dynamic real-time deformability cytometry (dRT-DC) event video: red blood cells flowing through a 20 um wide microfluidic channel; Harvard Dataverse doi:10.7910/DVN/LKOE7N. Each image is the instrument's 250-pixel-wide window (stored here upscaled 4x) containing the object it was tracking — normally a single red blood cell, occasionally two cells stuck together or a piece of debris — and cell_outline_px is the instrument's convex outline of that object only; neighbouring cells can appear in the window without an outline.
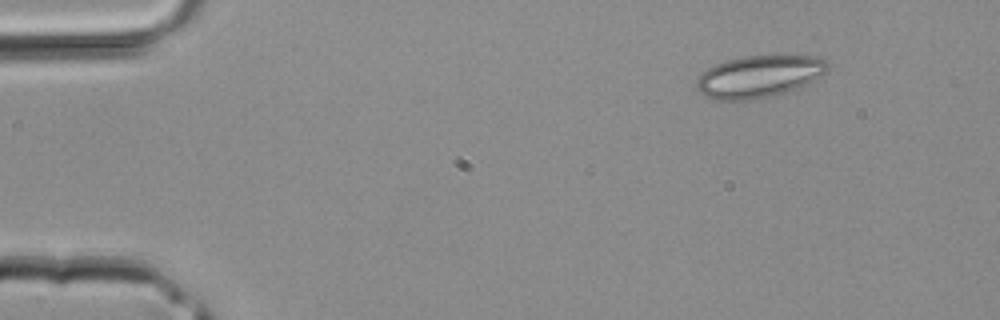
{"species": "common noctule bat (a hibernating species)", "species_latin": "Nyctalus noctula", "temperature_condition": "room temperature", "stored_images_in_passage": 36, "camera_frame_rate_fps": 3000, "um_per_image_px": 0.085, "animal": {"sex": "male", "body_mass_g": 20.4}, "frame": {"image": 1, "passage_image": 1, "time_ms": 0.0, "image_size_px": [1000, 320], "cell_outline_px": [[828, 68], [824, 72], [792, 92], [748, 100], [716, 100], [704, 96], [696, 88], [696, 80], [700, 72], [724, 60], [744, 56], [816, 56], [824, 60], [828, 64]], "centroid_in_image_um": [64.45, 6.51], "position_along_channel_um": 20.6, "area_um2": 32.14}}
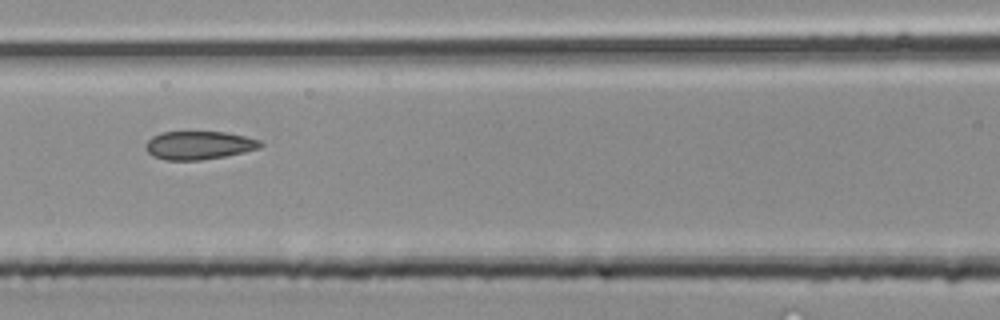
{"frame": {"image": 2, "passage_image": 14, "time_ms": 4.333, "image_size_px": [1000, 320], "cell_outline_px": [[264, 144], [260, 148], [244, 152], [224, 156], [200, 160], [164, 160], [152, 156], [148, 152], [144, 144], [152, 136], [160, 132], [224, 132], [244, 136], [260, 140]], "centroid_in_image_um": [16.89, 12.35], "position_along_channel_um": 149.7, "area_um2": 18.96}}
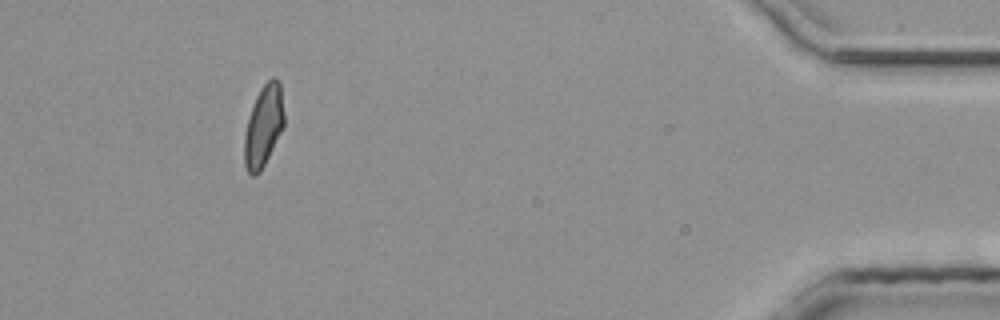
{"frame": {"image": 3, "passage_image": 33, "time_ms": 10.667, "image_size_px": [1000, 320], "cell_outline_px": [[284, 124], [260, 172], [252, 176], [248, 172], [244, 164], [244, 136], [248, 120], [256, 96], [260, 88], [272, 76], [276, 76], [280, 80], [284, 112]], "centroid_in_image_um": [22.4, 10.66], "position_along_channel_um": 412.8, "area_um2": 18.67}}